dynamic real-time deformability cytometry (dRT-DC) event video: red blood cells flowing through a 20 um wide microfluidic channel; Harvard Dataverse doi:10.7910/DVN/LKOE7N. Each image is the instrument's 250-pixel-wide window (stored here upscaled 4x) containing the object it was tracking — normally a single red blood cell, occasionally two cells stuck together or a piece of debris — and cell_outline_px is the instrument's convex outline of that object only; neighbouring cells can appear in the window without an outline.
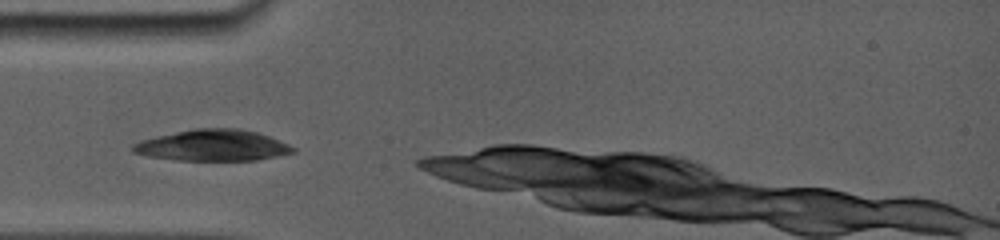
{"species": "common noctule bat (a hibernating species)", "species_latin": "Nyctalus noctula", "temperature_condition": "room temperature", "stored_images_in_passage": 6, "camera_frame_rate_fps": 5000, "um_per_image_px": 0.085, "animal": {"sex": "female", "body_mass_g": 19.0, "forearm_length_mm": 56.7}, "frame": {"image": 1, "passage_image": 1, "time_ms": 0.0, "image_size_px": [1000, 240], "cell_outline_px": [[296, 152], [256, 160], [176, 160], [148, 156], [132, 152], [132, 148], [136, 144], [144, 140], [160, 136], [200, 128], [232, 128], [252, 132], [268, 136], [292, 148]], "centroid_in_image_um": [18.07, 12.38], "position_along_channel_um": 66.9, "area_um2": 27.98}}
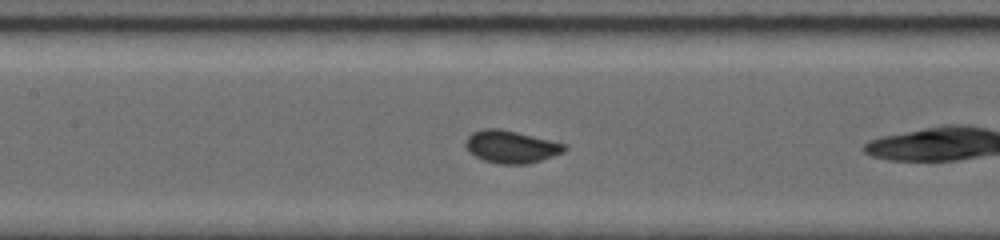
{"frame": {"image": 2, "passage_image": 5, "time_ms": 1.6, "image_size_px": [1000, 240], "cell_outline_px": [[568, 148], [564, 152], [532, 164], [500, 164], [484, 160], [476, 156], [468, 148], [468, 136], [472, 132], [488, 128], [496, 128], [564, 144]], "centroid_in_image_um": [43.49, 12.5], "position_along_channel_um": 163.9, "area_um2": 18.09}}